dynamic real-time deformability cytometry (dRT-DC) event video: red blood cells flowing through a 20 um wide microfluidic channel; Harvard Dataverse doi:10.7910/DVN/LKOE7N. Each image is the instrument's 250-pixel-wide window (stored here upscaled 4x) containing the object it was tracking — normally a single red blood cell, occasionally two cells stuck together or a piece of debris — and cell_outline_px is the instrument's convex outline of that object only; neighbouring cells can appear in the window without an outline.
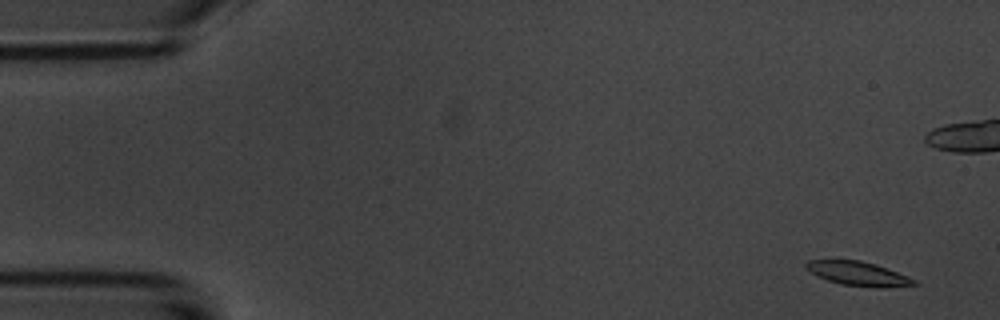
{"species": "common noctule bat (a hibernating species)", "species_latin": "Nyctalus noctula", "temperature_condition": "room temperature", "stored_images_in_passage": 3, "camera_frame_rate_fps": 3000, "um_per_image_px": 0.085, "animal": {"sex": "male", "body_mass_g": 20.1, "forearm_length_mm": 53.5}, "frame": {"image": 1, "passage_image": 1, "time_ms": 0.0, "image_size_px": [1000, 320], "cell_outline_px": [[920, 284], [840, 284], [828, 280], [812, 272], [804, 264], [808, 260], [860, 260], [876, 264], [908, 276], [916, 280]], "centroid_in_image_um": [72.85, 23.18], "position_along_channel_um": 12.1, "area_um2": 13.81}}